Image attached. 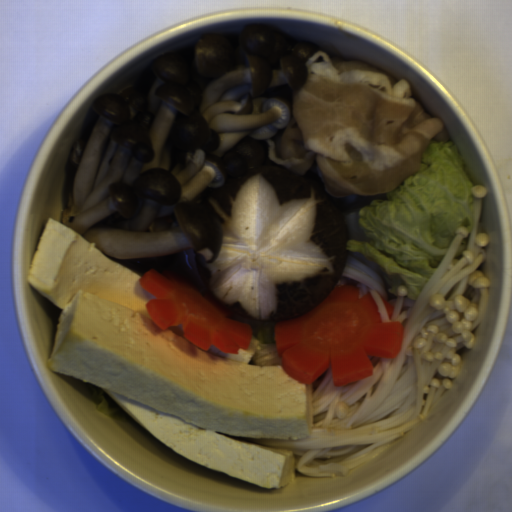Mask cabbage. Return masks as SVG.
Instances as JSON below:
<instances>
[{"mask_svg":"<svg viewBox=\"0 0 512 512\" xmlns=\"http://www.w3.org/2000/svg\"><path fill=\"white\" fill-rule=\"evenodd\" d=\"M473 186L456 143L432 139L422 153L419 170L386 193V199L360 208L355 219L364 240L347 239V252L362 253L378 264L388 293L405 287L406 298L415 300L459 227L466 229L467 236L453 265L463 251L475 214Z\"/></svg>","mask_w":512,"mask_h":512,"instance_id":"4295e07d","label":"cabbage"},{"mask_svg":"<svg viewBox=\"0 0 512 512\" xmlns=\"http://www.w3.org/2000/svg\"><path fill=\"white\" fill-rule=\"evenodd\" d=\"M87 386L95 397V403L99 410L108 415L118 412L119 406L106 392L92 383L87 382Z\"/></svg>","mask_w":512,"mask_h":512,"instance_id":"31cb4dd1","label":"cabbage"},{"mask_svg":"<svg viewBox=\"0 0 512 512\" xmlns=\"http://www.w3.org/2000/svg\"><path fill=\"white\" fill-rule=\"evenodd\" d=\"M228 317L248 324L251 327L252 336L258 341V347L250 361L251 365L282 367L283 358L277 354L275 346V327L278 323L269 320L249 319L231 313Z\"/></svg>","mask_w":512,"mask_h":512,"instance_id":"f4c42f77","label":"cabbage"}]
</instances>
